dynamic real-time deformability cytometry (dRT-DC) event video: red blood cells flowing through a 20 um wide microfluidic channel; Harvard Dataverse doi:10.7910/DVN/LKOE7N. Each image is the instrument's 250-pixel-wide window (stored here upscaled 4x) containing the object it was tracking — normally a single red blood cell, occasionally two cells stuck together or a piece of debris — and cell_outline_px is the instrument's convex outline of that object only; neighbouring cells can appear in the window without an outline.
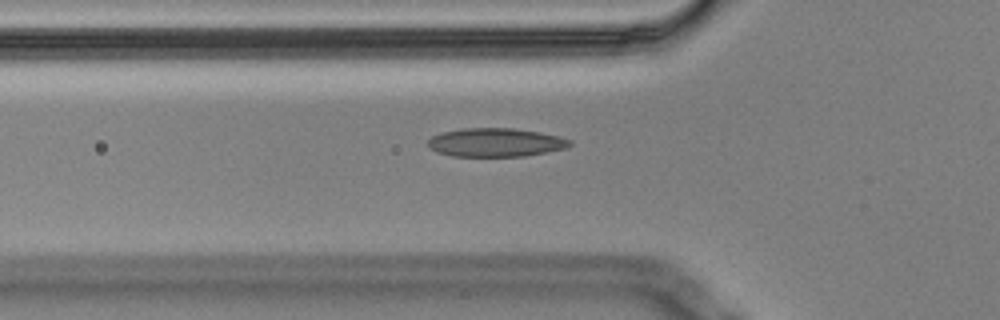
{"species": "Egyptian fruit bat (a non-hibernating species)", "species_latin": "Rousettus aegyptiacus", "temperature_condition": "cold", "stored_images_in_passage": 4, "camera_frame_rate_fps": 3000, "um_per_image_px": 0.085, "animal": {"sex": "male"}, "frame": {"image": 1, "passage_image": 4, "time_ms": 1.0, "image_size_px": [1000, 320], "cell_outline_px": [[572, 144], [564, 148], [524, 156], [452, 156], [436, 152], [428, 144], [428, 140], [432, 136], [444, 132], [464, 128], [512, 128], [540, 132], [560, 136], [572, 140]], "centroid_in_image_um": [42.14, 12.1], "position_along_channel_um": 83.7, "area_um2": 23.47}}